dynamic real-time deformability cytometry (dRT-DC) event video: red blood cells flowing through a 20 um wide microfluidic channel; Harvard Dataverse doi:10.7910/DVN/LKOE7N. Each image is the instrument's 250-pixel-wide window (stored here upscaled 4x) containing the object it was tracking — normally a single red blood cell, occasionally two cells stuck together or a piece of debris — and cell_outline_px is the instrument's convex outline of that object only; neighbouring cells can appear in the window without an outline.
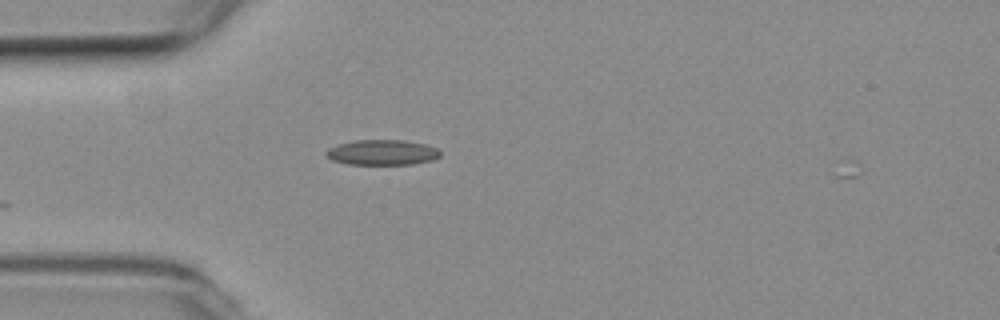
{"species": "common noctule bat (a hibernating species)", "species_latin": "Nyctalus noctula", "temperature_condition": "room temperature", "stored_images_in_passage": 2, "camera_frame_rate_fps": 3000, "um_per_image_px": 0.085, "animal": {"sex": "female", "body_mass_g": 19.3, "forearm_length_mm": 54.1}, "frame": {"image": 1, "passage_image": 1, "time_ms": 0.0, "image_size_px": [1000, 320], "cell_outline_px": [[440, 156], [432, 160], [412, 164], [348, 164], [332, 160], [324, 152], [328, 148], [336, 144], [352, 140], [404, 140], [424, 144], [436, 148], [440, 152]], "centroid_in_image_um": [32.45, 12.95], "position_along_channel_um": 52.6, "area_um2": 16.82}}